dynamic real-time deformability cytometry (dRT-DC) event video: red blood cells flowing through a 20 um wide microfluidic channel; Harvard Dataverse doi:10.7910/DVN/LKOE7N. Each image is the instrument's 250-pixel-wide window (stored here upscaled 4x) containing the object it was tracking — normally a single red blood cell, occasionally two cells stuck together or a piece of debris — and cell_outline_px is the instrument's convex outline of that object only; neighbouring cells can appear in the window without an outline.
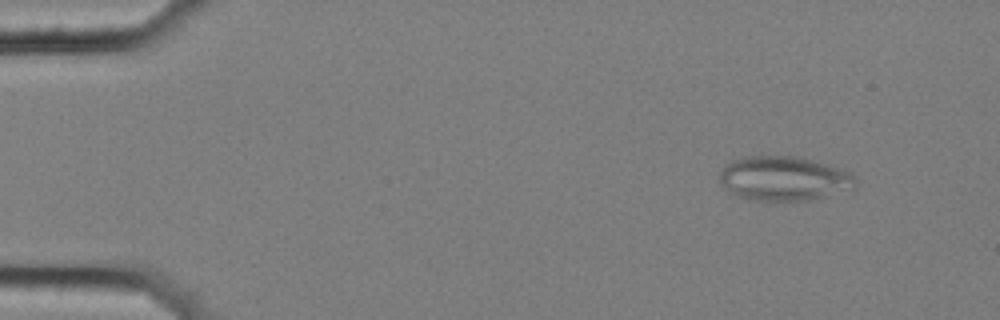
{"species": "common noctule bat (a hibernating species)", "species_latin": "Nyctalus noctula", "temperature_condition": "cold", "stored_images_in_passage": 5, "camera_frame_rate_fps": 3000, "um_per_image_px": 0.085, "animal": {"sex": "female", "body_mass_g": 25.1}, "frame": {"image": 1, "passage_image": 1, "time_ms": 0.0, "image_size_px": [1000, 320], "cell_outline_px": [[856, 188], [808, 200], [748, 200], [736, 196], [720, 184], [720, 168], [724, 164], [732, 160], [744, 156], [796, 156], [812, 160], [848, 172], [856, 176]], "centroid_in_image_um": [66.57, 15.17], "position_along_channel_um": 18.4, "area_um2": 35.14}}